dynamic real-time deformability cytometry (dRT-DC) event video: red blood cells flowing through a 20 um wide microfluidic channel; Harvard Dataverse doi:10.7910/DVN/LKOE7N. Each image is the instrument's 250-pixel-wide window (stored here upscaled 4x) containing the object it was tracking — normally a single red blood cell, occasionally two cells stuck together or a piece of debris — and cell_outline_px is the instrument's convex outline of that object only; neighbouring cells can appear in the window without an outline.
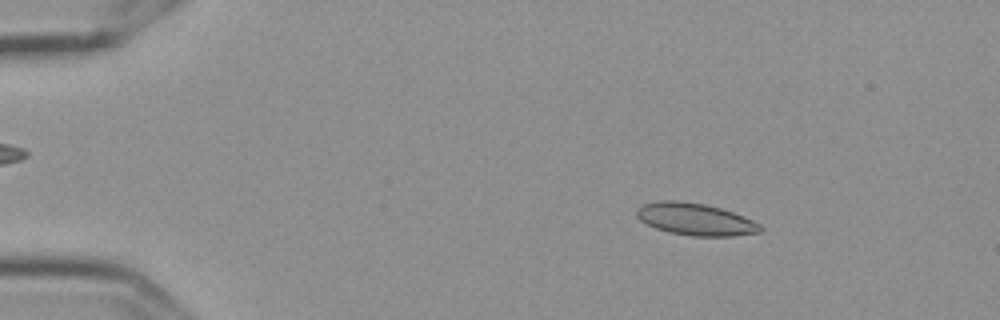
{"species": "Egyptian fruit bat (a non-hibernating species)", "species_latin": "Rousettus aegyptiacus", "temperature_condition": "cold", "stored_images_in_passage": 56, "camera_frame_rate_fps": 3000, "um_per_image_px": 0.085, "frame": {"image": 1, "passage_image": 8, "time_ms": 2.333, "image_size_px": [1000, 320], "cell_outline_px": [[764, 228], [760, 232], [732, 236], [692, 236], [668, 232], [656, 228], [640, 220], [636, 216], [636, 208], [644, 204], [656, 200], [676, 200], [704, 204], [720, 208], [744, 216], [760, 224]], "centroid_in_image_um": [59.09, 18.63], "position_along_channel_um": 25.9, "area_um2": 23.18}}
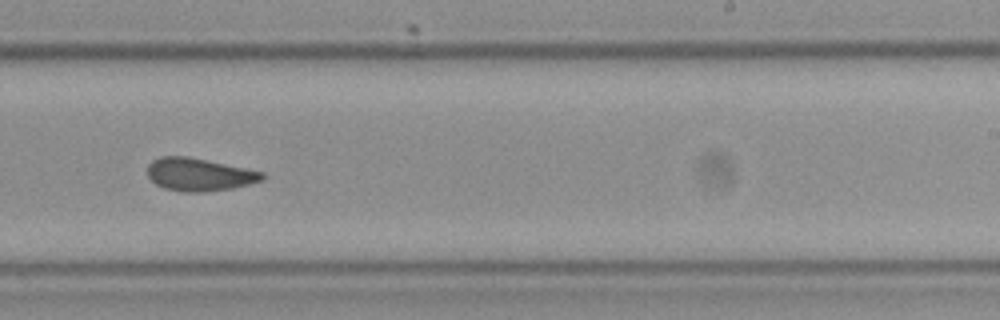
{"frame": {"image": 2, "passage_image": 35, "time_ms": 11.333, "image_size_px": [1000, 320], "cell_outline_px": [[264, 180], [232, 188], [204, 192], [180, 192], [164, 188], [156, 184], [148, 176], [148, 164], [152, 160], [160, 156], [188, 156], [264, 172]], "centroid_in_image_um": [16.91, 14.83], "position_along_channel_um": 272.1, "area_um2": 21.96}}
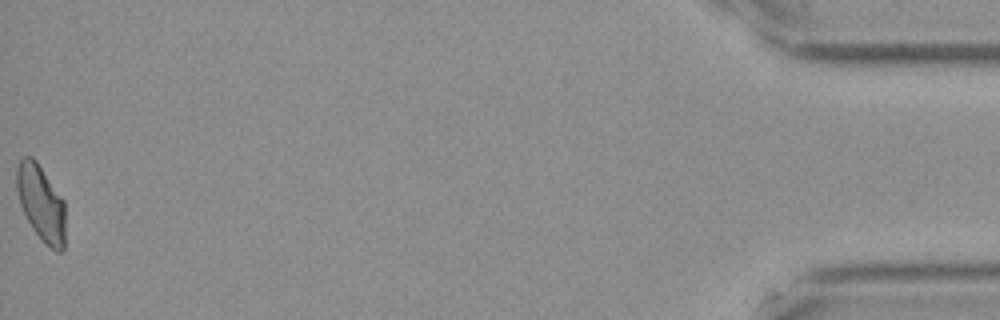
{"frame": {"image": 3, "passage_image": 56, "time_ms": 18.333, "image_size_px": [1000, 320], "cell_outline_px": [[64, 252], [56, 252], [44, 244], [32, 228], [20, 204], [16, 188], [16, 168], [20, 160], [24, 156], [32, 156], [36, 160], [64, 200]], "centroid_in_image_um": [3.49, 17.27], "position_along_channel_um": 431.7, "area_um2": 21.62}, "authors_computed_cell_mechanics": {"area_um2": 22.0796, "velocity_mm_per_s": 3.5966, "shape_relaxation_time_tau1_ms": 8.7474, "shape_relaxation_time_tau2_ms": 2.1914, "deformation_change_tau1": 0.1561, "deformation_change_tau2": 0.0745}}